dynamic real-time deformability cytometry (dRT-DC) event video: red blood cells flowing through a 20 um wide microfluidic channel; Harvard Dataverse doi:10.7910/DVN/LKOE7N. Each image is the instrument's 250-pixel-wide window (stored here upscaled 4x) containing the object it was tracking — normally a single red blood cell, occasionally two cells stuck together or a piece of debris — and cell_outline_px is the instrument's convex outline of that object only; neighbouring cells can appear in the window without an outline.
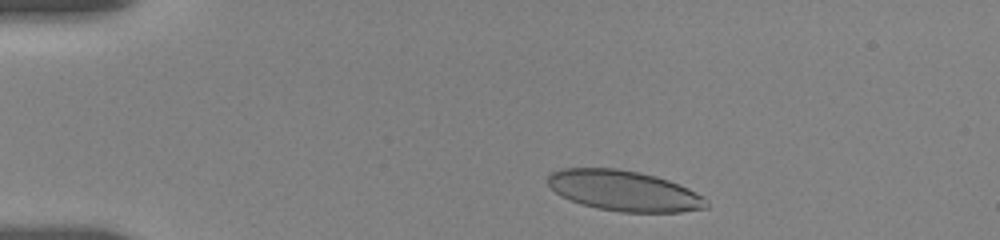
{"species": "human", "species_latin": "Homo sapiens", "temperature_condition": "room temperature", "stored_images_in_passage": 57, "camera_frame_rate_fps": 3000, "um_per_image_px": 0.085, "donor": {"sex": "female"}, "frame": {"image": 1, "passage_image": 7, "time_ms": 1.0, "image_size_px": [1000, 240], "cell_outline_px": [[708, 208], [680, 212], [620, 212], [596, 208], [560, 196], [548, 184], [548, 176], [552, 172], [564, 168], [616, 168], [640, 172], [656, 176], [668, 180], [688, 188], [704, 196], [708, 200]], "centroid_in_image_um": [53.08, 16.22], "position_along_channel_um": 31.9, "area_um2": 37.4}}
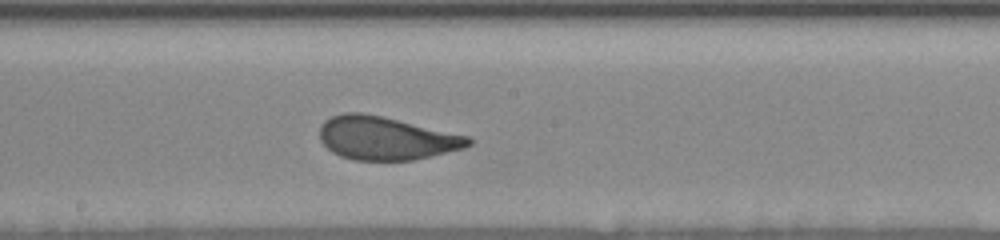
{"frame": {"image": 2, "passage_image": 32, "time_ms": 7.667, "image_size_px": [1000, 240], "cell_outline_px": [[472, 144], [464, 148], [412, 160], [352, 160], [340, 156], [332, 152], [320, 140], [320, 124], [324, 120], [332, 116], [344, 112], [364, 112], [384, 116], [468, 136], [472, 140]], "centroid_in_image_um": [32.77, 11.73], "position_along_channel_um": 215.4, "area_um2": 37.57}}
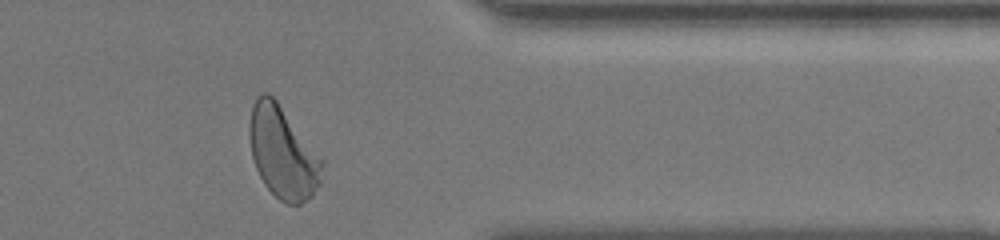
{"frame": {"image": 3, "passage_image": 54, "time_ms": 12.667, "image_size_px": [1000, 240], "cell_outline_px": [[324, 164], [320, 184], [312, 196], [308, 200], [300, 204], [288, 204], [280, 200], [264, 184], [256, 168], [252, 156], [248, 132], [248, 124], [252, 108], [256, 96], [260, 92], [268, 92], [276, 100], [324, 160]], "centroid_in_image_um": [24.04, 12.97], "position_along_channel_um": 387.4, "area_um2": 39.02}, "authors_computed_cell_mechanics": {"area_um2": 37.8012, "velocity_mm_per_s": 3.6469, "shape_relaxation_time_tau1_ms": 3.7149, "shape_relaxation_time_tau2_ms": null, "deformation_change_tau1": 0.159, "deformation_change_tau2": null}}